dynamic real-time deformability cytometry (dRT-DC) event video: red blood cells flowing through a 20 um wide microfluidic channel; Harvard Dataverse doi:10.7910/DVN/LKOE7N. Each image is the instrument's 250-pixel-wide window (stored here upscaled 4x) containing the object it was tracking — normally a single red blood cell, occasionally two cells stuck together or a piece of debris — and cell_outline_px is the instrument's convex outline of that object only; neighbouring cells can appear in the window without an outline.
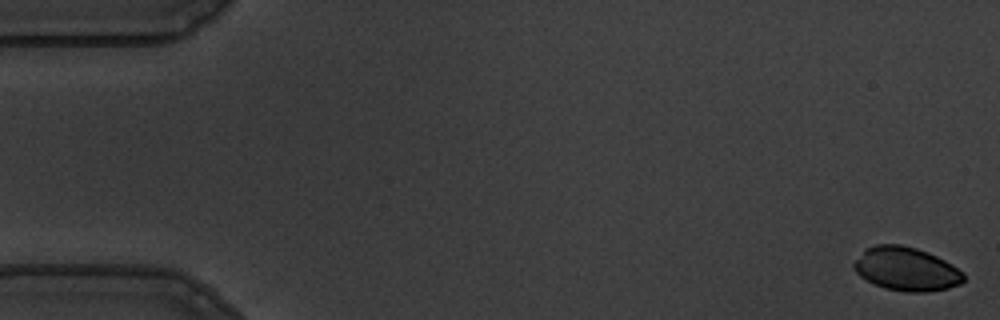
{"species": "common noctule bat (a hibernating species)", "species_latin": "Nyctalus noctula", "temperature_condition": "warm", "stored_images_in_passage": 55, "camera_frame_rate_fps": 3000, "um_per_image_px": 0.085, "animal": {"sex": "male", "body_mass_g": 19.5, "forearm_length_mm": 54.6}, "frame": {"image": 1, "passage_image": 1, "time_ms": 0.0, "image_size_px": [1000, 320], "cell_outline_px": [[964, 280], [960, 284], [948, 288], [924, 292], [908, 292], [888, 288], [876, 284], [860, 276], [852, 268], [852, 264], [864, 248], [876, 244], [900, 244], [916, 248], [928, 252], [952, 264], [964, 272]], "centroid_in_image_um": [77.03, 22.84], "position_along_channel_um": 8.0, "area_um2": 27.86}}
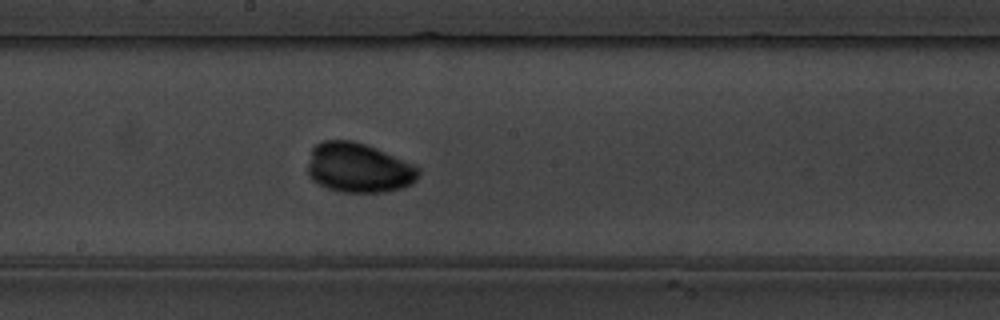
{"frame": {"image": 2, "passage_image": 30, "time_ms": 9.667, "image_size_px": [1000, 320], "cell_outline_px": [[420, 172], [416, 180], [412, 184], [400, 188], [384, 192], [344, 192], [328, 188], [312, 180], [308, 176], [308, 164], [312, 148], [316, 144], [324, 140], [352, 140], [376, 148], [412, 164], [420, 168]], "centroid_in_image_um": [30.47, 14.26], "position_along_channel_um": 217.7, "area_um2": 31.91}}
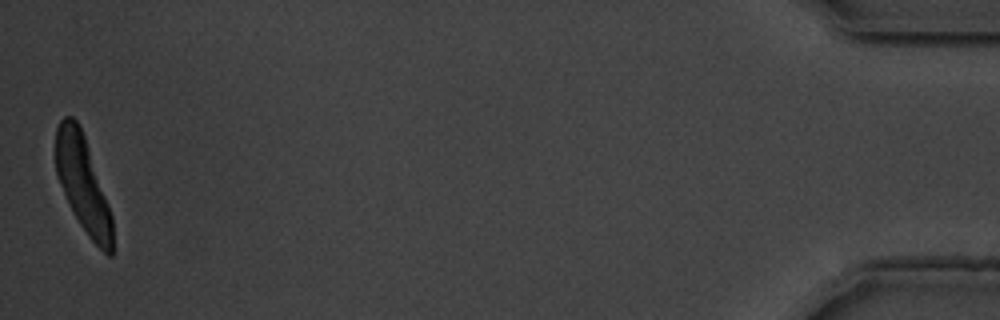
{"frame": {"image": 3, "passage_image": 55, "time_ms": 18.0, "image_size_px": [1000, 320], "cell_outline_px": [[112, 256], [108, 256], [88, 236], [80, 224], [64, 192], [56, 172], [56, 128], [60, 120], [64, 116], [72, 116], [80, 124], [108, 204], [112, 216]], "centroid_in_image_um": [7.04, 15.6], "position_along_channel_um": 428.2, "area_um2": 30.92}}